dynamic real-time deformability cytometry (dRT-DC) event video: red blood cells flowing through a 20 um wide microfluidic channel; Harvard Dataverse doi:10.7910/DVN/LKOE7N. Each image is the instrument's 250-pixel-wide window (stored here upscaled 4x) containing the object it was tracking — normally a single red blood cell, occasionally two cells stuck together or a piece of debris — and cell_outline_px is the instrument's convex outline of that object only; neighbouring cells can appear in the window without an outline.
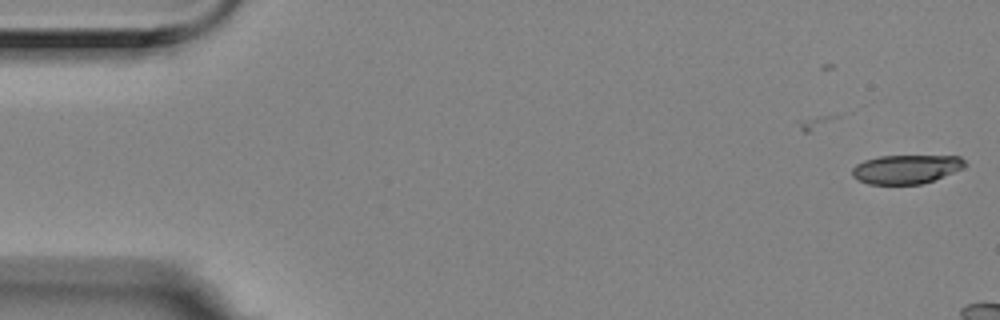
{"species": "Egyptian fruit bat (a non-hibernating species)", "species_latin": "Rousettus aegyptiacus", "temperature_condition": "room temperature", "stored_images_in_passage": 4, "camera_frame_rate_fps": 3000, "um_per_image_px": 0.085, "animal": {"sex": "female"}, "frame": {"image": 1, "passage_image": 1, "time_ms": 0.0, "image_size_px": [1000, 320], "cell_outline_px": [[968, 164], [964, 168], [932, 180], [920, 184], [868, 184], [852, 176], [852, 168], [856, 164], [864, 160], [880, 156], [960, 156]], "centroid_in_image_um": [77.02, 14.37], "position_along_channel_um": 8.0, "area_um2": 18.9}}